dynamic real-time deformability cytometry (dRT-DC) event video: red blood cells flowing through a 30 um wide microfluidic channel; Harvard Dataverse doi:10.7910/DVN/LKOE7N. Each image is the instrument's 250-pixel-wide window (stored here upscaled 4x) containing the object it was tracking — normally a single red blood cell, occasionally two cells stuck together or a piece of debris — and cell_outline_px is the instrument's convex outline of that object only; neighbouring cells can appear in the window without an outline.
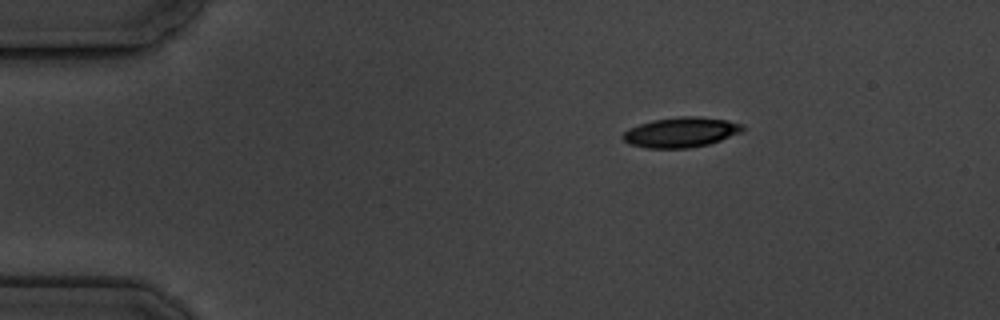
{"species": "common noctule bat (a hibernating species)", "species_latin": "Nyctalus noctula", "temperature_condition": "cold", "stored_images_in_passage": 4, "camera_frame_rate_fps": 3000, "um_per_image_px": 0.085, "animal": {"sex": "male", "body_mass_g": 19.5, "forearm_length_mm": 54.6}, "frame": {"image": 1, "passage_image": 1, "time_ms": 0.0, "image_size_px": [1000, 320], "cell_outline_px": [[744, 128], [740, 132], [720, 140], [708, 144], [688, 148], [648, 148], [628, 144], [620, 136], [628, 128], [652, 120], [680, 116], [700, 116], [728, 120], [744, 124]], "centroid_in_image_um": [57.86, 11.23], "position_along_channel_um": 27.1, "area_um2": 21.04}}
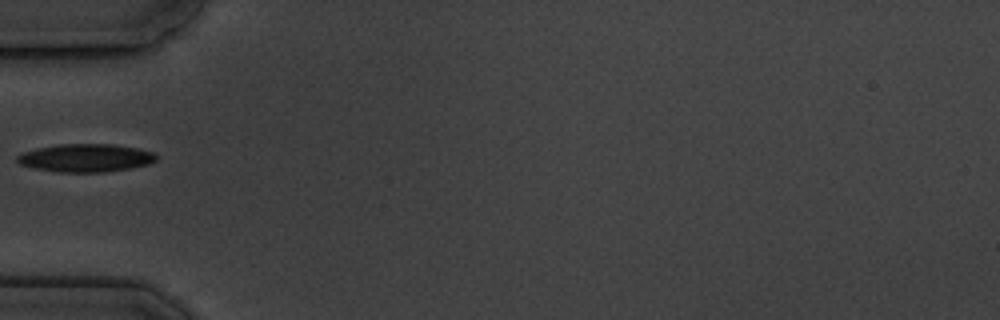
{"frame": {"image": 2, "passage_image": 4, "time_ms": 3.333, "image_size_px": [1000, 320], "cell_outline_px": [[156, 160], [148, 164], [128, 168], [104, 172], [56, 172], [36, 168], [20, 164], [16, 160], [16, 156], [24, 152], [36, 148], [60, 144], [112, 144], [136, 148], [152, 152], [156, 156]], "centroid_in_image_um": [7.25, 13.42], "position_along_channel_um": 77.7, "area_um2": 22.48}}